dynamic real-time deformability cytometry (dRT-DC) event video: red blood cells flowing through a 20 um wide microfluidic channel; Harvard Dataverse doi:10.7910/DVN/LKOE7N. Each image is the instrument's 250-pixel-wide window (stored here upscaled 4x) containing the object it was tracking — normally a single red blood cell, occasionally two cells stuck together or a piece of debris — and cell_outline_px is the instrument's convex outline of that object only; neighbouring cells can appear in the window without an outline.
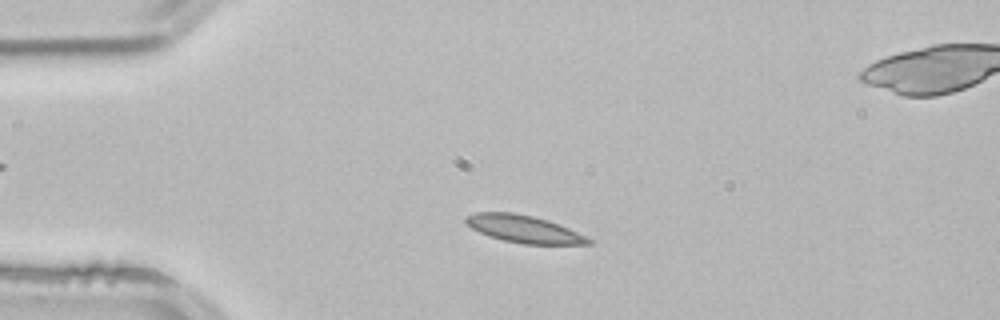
{"species": "common noctule bat (a hibernating species)", "species_latin": "Nyctalus noctula", "temperature_condition": "room temperature", "stored_images_in_passage": 2, "camera_frame_rate_fps": 3000, "um_per_image_px": 0.085, "animal": {"sex": "male", "body_mass_g": 21.5, "forearm_length_mm": 52.0}, "frame": {"image": 1, "passage_image": 1, "time_ms": 0.0, "image_size_px": [1000, 320], "cell_outline_px": [[592, 244], [524, 244], [504, 240], [488, 236], [472, 228], [464, 220], [464, 216], [476, 212], [512, 212], [532, 216], [548, 220], [568, 228], [592, 240]], "centroid_in_image_um": [44.49, 19.46], "position_along_channel_um": 40.5, "area_um2": 19.36}}